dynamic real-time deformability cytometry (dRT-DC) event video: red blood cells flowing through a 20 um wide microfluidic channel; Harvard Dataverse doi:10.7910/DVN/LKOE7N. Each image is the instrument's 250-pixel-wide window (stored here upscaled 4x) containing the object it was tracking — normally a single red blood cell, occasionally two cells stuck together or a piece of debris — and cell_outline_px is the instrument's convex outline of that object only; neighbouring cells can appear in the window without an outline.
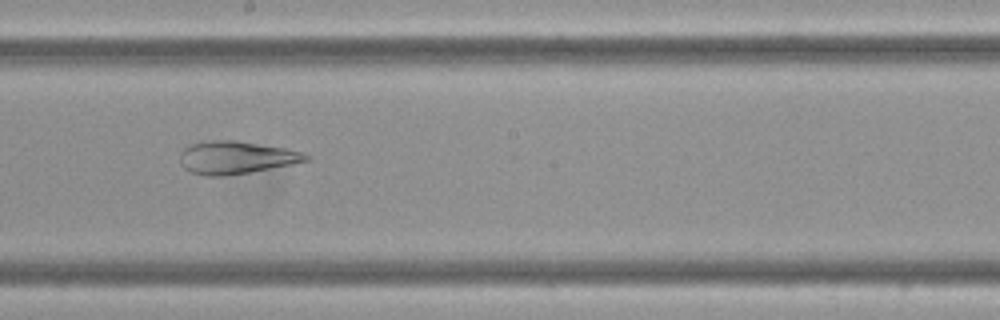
{"species": "Egyptian fruit bat (a non-hibernating species)", "species_latin": "Rousettus aegyptiacus", "temperature_condition": "cold", "stored_images_in_passage": 8, "camera_frame_rate_fps": 3000, "um_per_image_px": 0.085, "frame": {"image": 1, "passage_image": 7, "time_ms": 2.0, "image_size_px": [1000, 320], "cell_outline_px": [[312, 156], [308, 160], [292, 164], [248, 172], [224, 176], [208, 176], [192, 172], [184, 168], [180, 164], [180, 152], [184, 148], [200, 140], [232, 140], [288, 148], [304, 152]], "centroid_in_image_um": [20.06, 13.37], "position_along_channel_um": 228.1, "area_um2": 24.1}}
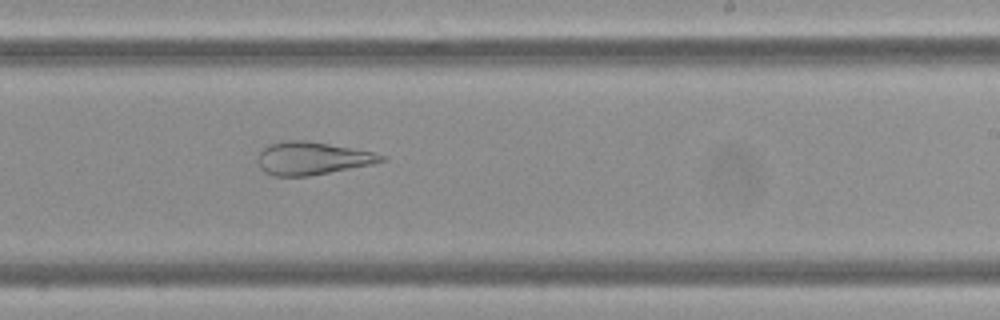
{"frame": {"image": 2, "passage_image": 8, "time_ms": 2.333, "image_size_px": [1000, 320], "cell_outline_px": [[388, 160], [372, 164], [308, 176], [272, 176], [264, 172], [260, 168], [256, 160], [260, 152], [268, 144], [284, 140], [304, 140], [328, 144], [372, 152], [388, 156]], "centroid_in_image_um": [26.5, 13.46], "position_along_channel_um": 262.5, "area_um2": 23.64}}